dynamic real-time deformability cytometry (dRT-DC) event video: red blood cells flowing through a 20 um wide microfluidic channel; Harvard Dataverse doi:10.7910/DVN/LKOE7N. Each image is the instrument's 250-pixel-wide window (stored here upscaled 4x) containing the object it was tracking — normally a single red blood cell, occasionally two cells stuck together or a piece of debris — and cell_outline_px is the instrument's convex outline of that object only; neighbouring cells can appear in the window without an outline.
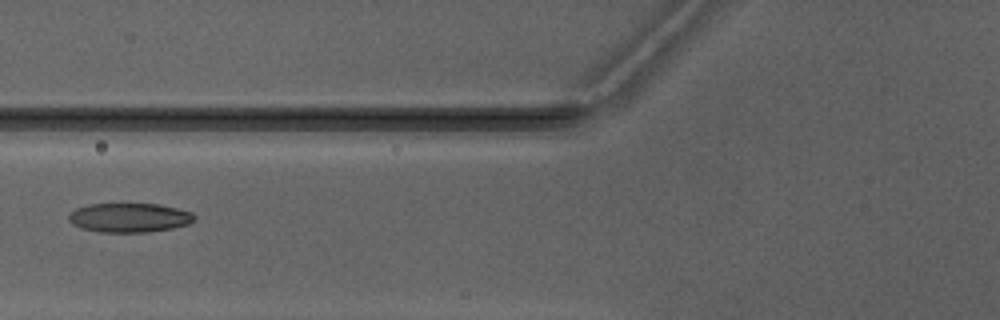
{"species": "Egyptian fruit bat (a non-hibernating species)", "species_latin": "Rousettus aegyptiacus", "temperature_condition": "warm", "stored_images_in_passage": 2, "camera_frame_rate_fps": 3000, "um_per_image_px": 0.085, "animal": {"sex": "male"}, "frame": {"image": 1, "passage_image": 2, "time_ms": 1.0, "image_size_px": [1000, 320], "cell_outline_px": [[196, 220], [188, 224], [172, 228], [148, 232], [100, 232], [80, 228], [72, 224], [68, 220], [68, 216], [76, 208], [88, 204], [156, 204], [180, 208], [192, 212], [196, 216]], "centroid_in_image_um": [11.01, 18.5], "position_along_channel_um": 114.8, "area_um2": 21.56}}